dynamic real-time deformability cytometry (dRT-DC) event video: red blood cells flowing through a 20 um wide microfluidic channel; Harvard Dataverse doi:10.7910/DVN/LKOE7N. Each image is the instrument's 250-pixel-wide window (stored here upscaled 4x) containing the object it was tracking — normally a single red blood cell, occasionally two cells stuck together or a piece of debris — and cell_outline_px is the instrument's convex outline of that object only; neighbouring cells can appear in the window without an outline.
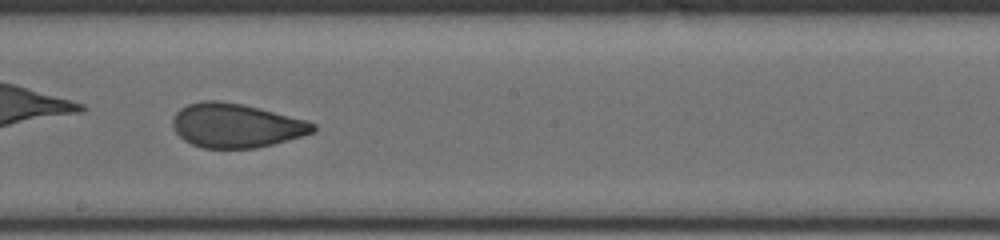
{"species": "human", "species_latin": "Homo sapiens", "temperature_condition": "cold", "stored_images_in_passage": 38, "camera_frame_rate_fps": 3000, "um_per_image_px": 0.085, "donor": {"sex": "male"}, "frame": {"image": 1, "passage_image": 17, "time_ms": 5.333, "image_size_px": [1000, 240], "cell_outline_px": [[316, 132], [272, 144], [256, 148], [200, 148], [184, 140], [176, 132], [172, 124], [172, 116], [180, 108], [188, 104], [204, 100], [216, 100], [240, 104], [260, 108], [308, 120], [316, 124]], "centroid_in_image_um": [20.07, 10.67], "position_along_channel_um": 228.1, "area_um2": 36.18}}
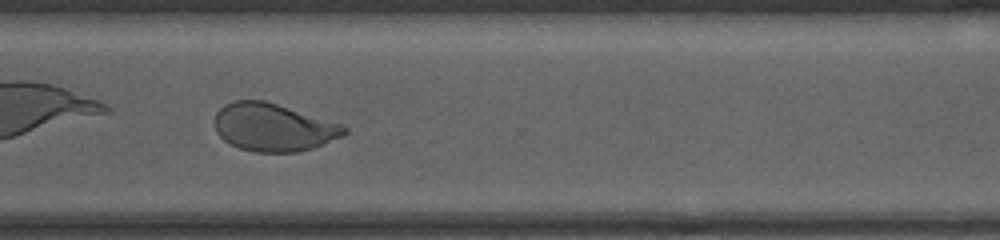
{"frame": {"image": 2, "passage_image": 27, "time_ms": 8.667, "image_size_px": [1000, 240], "cell_outline_px": [[348, 132], [344, 136], [312, 148], [296, 152], [252, 152], [240, 148], [224, 140], [216, 132], [216, 112], [224, 104], [236, 100], [264, 100], [344, 124], [348, 128]], "centroid_in_image_um": [23.27, 10.82], "position_along_channel_um": 347.3, "area_um2": 36.18}, "authors_computed_cell_mechanics": {"area_um2": 37.2232, "velocity_mm_per_s": 3.5909, "shape_relaxation_time_tau1_ms": 6.2347, "shape_relaxation_time_tau2_ms": 1.0088, "deformation_change_tau1": 0.1796, "deformation_change_tau2": 0.0685}}